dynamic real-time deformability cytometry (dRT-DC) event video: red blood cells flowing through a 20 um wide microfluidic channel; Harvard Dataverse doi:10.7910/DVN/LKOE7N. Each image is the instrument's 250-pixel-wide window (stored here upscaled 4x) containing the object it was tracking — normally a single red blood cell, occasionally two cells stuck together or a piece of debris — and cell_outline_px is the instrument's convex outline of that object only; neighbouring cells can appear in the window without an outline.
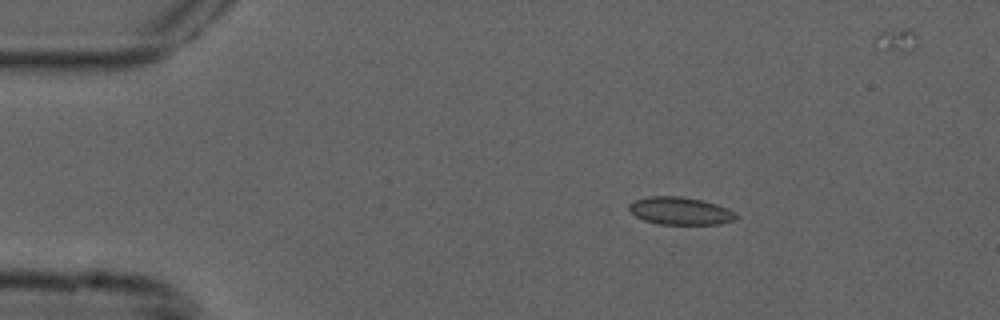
{"species": "common noctule bat (a hibernating species)", "species_latin": "Nyctalus noctula", "temperature_condition": "cold", "stored_images_in_passage": 54, "camera_frame_rate_fps": 3000, "um_per_image_px": 0.085, "animal": {"sex": "male", "forearm_length_mm": 52.5}, "frame": {"image": 1, "passage_image": 8, "time_ms": 2.333, "image_size_px": [1000, 320], "cell_outline_px": [[736, 220], [720, 224], [660, 224], [644, 220], [636, 216], [628, 208], [628, 204], [636, 200], [648, 196], [680, 196], [700, 200], [716, 204], [728, 208], [736, 212]], "centroid_in_image_um": [57.84, 17.93], "position_along_channel_um": 27.2, "area_um2": 17.17}}
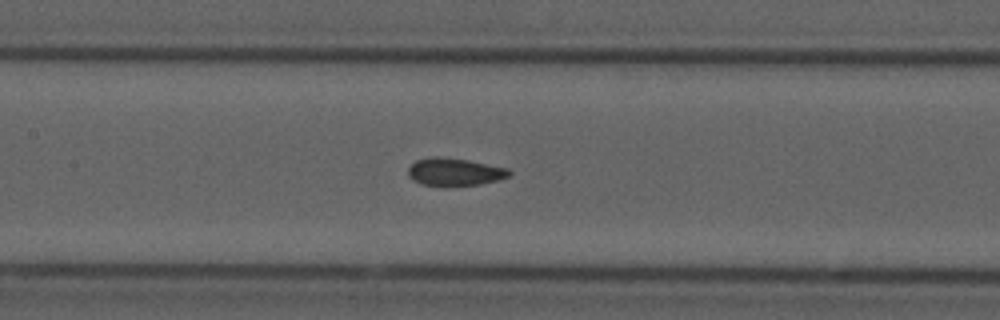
{"frame": {"image": 2, "passage_image": 24, "time_ms": 7.667, "image_size_px": [1000, 320], "cell_outline_px": [[512, 172], [508, 176], [496, 180], [480, 184], [424, 184], [412, 180], [408, 176], [408, 168], [416, 160], [432, 156], [436, 156], [468, 160], [508, 168]], "centroid_in_image_um": [38.63, 14.57], "position_along_channel_um": 168.8, "area_um2": 15.78}}
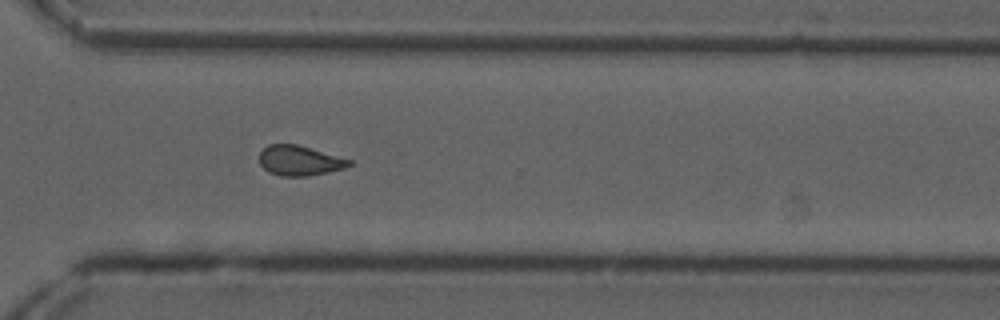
{"frame": {"image": 3, "passage_image": 38, "time_ms": 12.333, "image_size_px": [1000, 320], "cell_outline_px": [[352, 164], [344, 168], [308, 176], [280, 176], [268, 172], [260, 164], [260, 152], [268, 144], [296, 144], [352, 160]], "centroid_in_image_um": [25.44, 13.65], "position_along_channel_um": 345.2, "area_um2": 15.55}, "authors_computed_cell_mechanics": {"area_um2": 16.3574, "velocity_mm_per_s": 3.7844, "shape_relaxation_time_tau1_ms": null, "shape_relaxation_time_tau2_ms": 3.2435, "deformation_change_tau1": null, "deformation_change_tau2": 0.071}}